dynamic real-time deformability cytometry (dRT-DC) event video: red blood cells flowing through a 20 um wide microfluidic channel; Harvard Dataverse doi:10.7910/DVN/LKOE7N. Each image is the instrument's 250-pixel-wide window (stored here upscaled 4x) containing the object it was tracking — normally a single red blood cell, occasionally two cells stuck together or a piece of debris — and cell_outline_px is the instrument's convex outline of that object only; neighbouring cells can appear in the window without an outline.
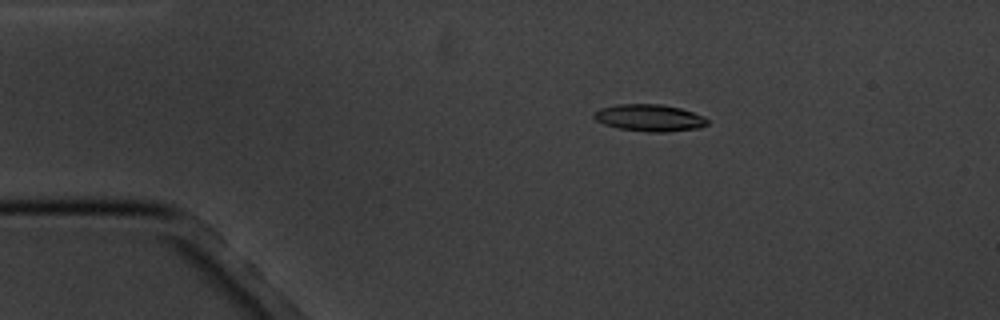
{"species": "common noctule bat (a hibernating species)", "species_latin": "Nyctalus noctula", "temperature_condition": "cold", "stored_images_in_passage": 5, "camera_frame_rate_fps": 3000, "um_per_image_px": 0.085, "animal": {"sex": "male", "body_mass_g": 20.1, "forearm_length_mm": 53.5}, "frame": {"image": 1, "passage_image": 4, "time_ms": 3.333, "image_size_px": [1000, 320], "cell_outline_px": [[708, 124], [700, 128], [668, 132], [648, 132], [620, 128], [604, 124], [596, 120], [592, 116], [592, 112], [600, 108], [616, 104], [660, 104], [680, 108], [704, 116], [708, 120]], "centroid_in_image_um": [55.2, 10.01], "position_along_channel_um": 29.8, "area_um2": 17.92}}